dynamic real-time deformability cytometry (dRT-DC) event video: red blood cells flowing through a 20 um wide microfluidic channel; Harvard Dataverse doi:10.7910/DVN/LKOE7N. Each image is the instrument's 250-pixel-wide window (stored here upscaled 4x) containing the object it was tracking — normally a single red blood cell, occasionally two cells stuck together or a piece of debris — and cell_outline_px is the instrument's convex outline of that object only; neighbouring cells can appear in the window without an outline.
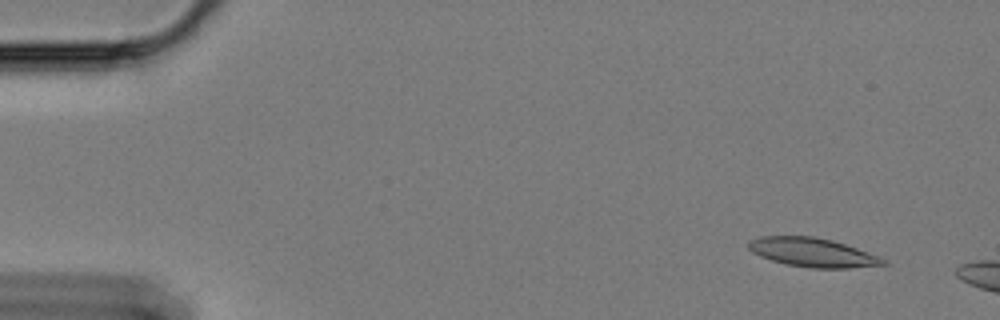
{"species": "Egyptian fruit bat (a non-hibernating species)", "species_latin": "Rousettus aegyptiacus", "temperature_condition": "cold", "stored_images_in_passage": 12, "camera_frame_rate_fps": 3000, "um_per_image_px": 0.085, "animal": {"sex": "female"}, "frame": {"image": 1, "passage_image": 1, "time_ms": 0.0, "image_size_px": [1000, 320], "cell_outline_px": [[888, 264], [848, 268], [808, 268], [784, 264], [760, 256], [752, 252], [748, 248], [748, 240], [760, 236], [812, 236], [832, 240], [880, 256], [888, 260]], "centroid_in_image_um": [69.06, 21.46], "position_along_channel_um": 15.9, "area_um2": 22.83}}